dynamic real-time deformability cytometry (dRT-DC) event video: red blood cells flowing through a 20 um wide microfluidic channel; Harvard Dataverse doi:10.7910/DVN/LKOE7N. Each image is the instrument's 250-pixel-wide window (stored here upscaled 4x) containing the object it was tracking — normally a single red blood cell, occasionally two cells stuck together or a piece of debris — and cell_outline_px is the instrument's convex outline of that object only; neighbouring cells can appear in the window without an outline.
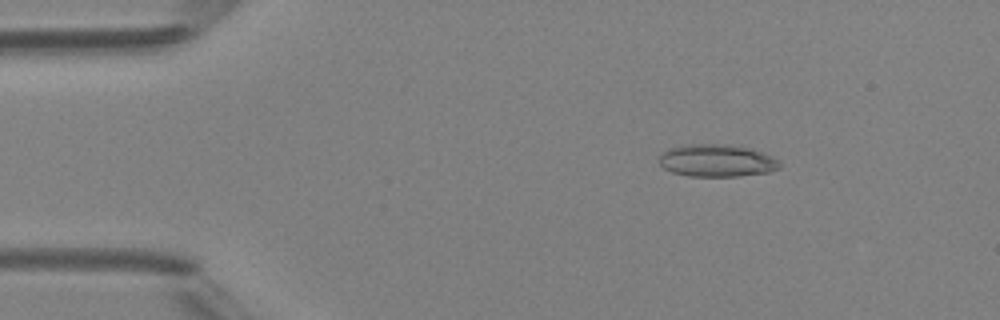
{"species": "Egyptian fruit bat (a non-hibernating species)", "species_latin": "Rousettus aegyptiacus", "temperature_condition": "room temperature", "stored_images_in_passage": 5, "camera_frame_rate_fps": 3000, "um_per_image_px": 0.085, "animal": {"sex": "female"}, "frame": {"image": 1, "passage_image": 3, "time_ms": 2.0, "image_size_px": [1000, 320], "cell_outline_px": [[780, 168], [768, 172], [740, 176], [688, 176], [672, 172], [664, 168], [660, 164], [660, 156], [668, 148], [688, 144], [724, 144], [752, 148], [772, 156], [780, 160]], "centroid_in_image_um": [60.96, 13.65], "position_along_channel_um": 24.0, "area_um2": 22.83}}